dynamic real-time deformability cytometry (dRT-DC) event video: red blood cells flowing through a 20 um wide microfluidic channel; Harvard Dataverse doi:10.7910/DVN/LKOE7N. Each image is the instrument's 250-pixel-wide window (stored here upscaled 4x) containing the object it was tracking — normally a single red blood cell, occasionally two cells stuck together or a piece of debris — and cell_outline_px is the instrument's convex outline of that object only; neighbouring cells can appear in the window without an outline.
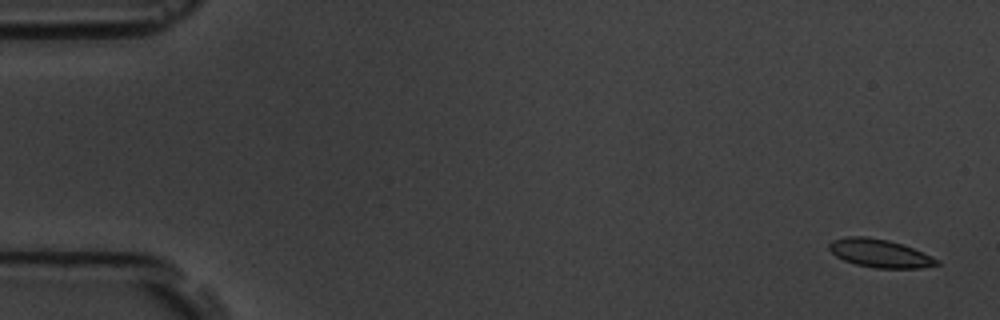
{"species": "common noctule bat (a hibernating species)", "species_latin": "Nyctalus noctula", "temperature_condition": "room temperature", "stored_images_in_passage": 6, "segment_of_instrument_passage": [1, 2], "camera_frame_rate_fps": 3000, "um_per_image_px": 0.085, "animal": {"sex": "male", "body_mass_g": 19.5, "forearm_length_mm": 54.6}, "frame": {"image": 1, "passage_image": 1, "time_ms": 0.0, "image_size_px": [1000, 320], "cell_outline_px": [[940, 264], [920, 268], [876, 268], [856, 264], [844, 260], [836, 256], [828, 248], [828, 244], [832, 240], [848, 236], [864, 236], [888, 240], [912, 248], [932, 256], [940, 260]], "centroid_in_image_um": [74.77, 21.53], "position_along_channel_um": 10.2, "area_um2": 17.57}}
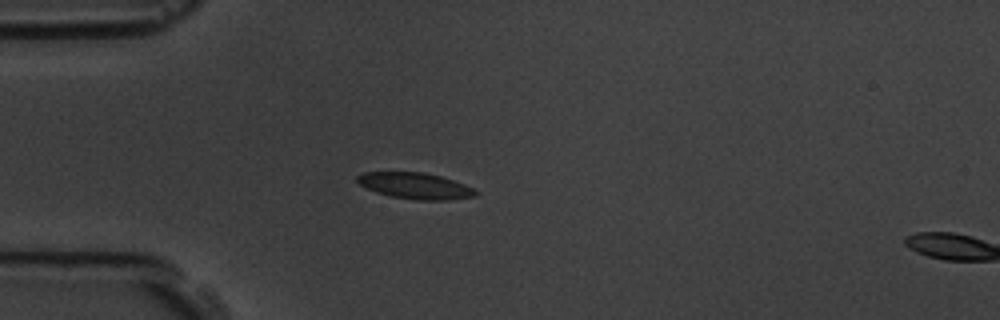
{"frame": {"image": 2, "passage_image": 5, "time_ms": 4.667, "image_size_px": [1000, 320], "cell_outline_px": [[476, 196], [444, 200], [416, 200], [392, 196], [376, 192], [360, 184], [356, 180], [356, 176], [364, 172], [424, 172], [440, 176], [464, 184], [472, 188], [476, 192]], "centroid_in_image_um": [35.27, 15.79], "position_along_channel_um": 49.7, "area_um2": 17.8}}